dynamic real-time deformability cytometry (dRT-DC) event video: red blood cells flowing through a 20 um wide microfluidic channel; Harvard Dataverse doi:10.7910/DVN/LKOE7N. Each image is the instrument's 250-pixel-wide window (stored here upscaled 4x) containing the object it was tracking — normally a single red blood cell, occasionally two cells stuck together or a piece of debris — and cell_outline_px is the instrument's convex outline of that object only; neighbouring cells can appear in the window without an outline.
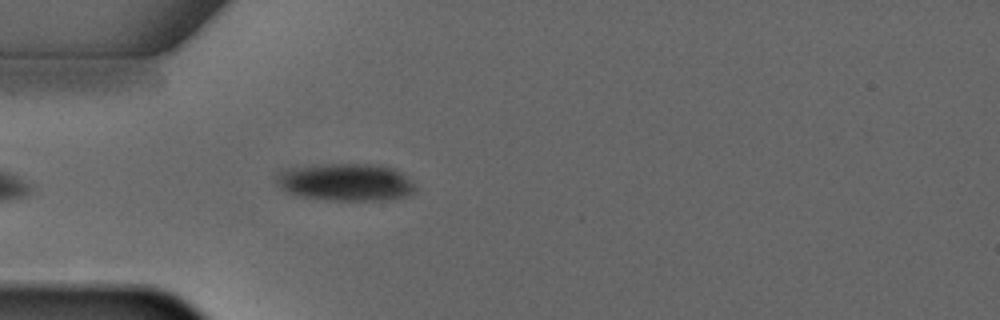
{"species": "common noctule bat (a hibernating species)", "species_latin": "Nyctalus noctula", "temperature_condition": "warm", "stored_images_in_passage": 4, "camera_frame_rate_fps": 3000, "um_per_image_px": 0.085, "animal": {"sex": "male", "forearm_length_mm": 52.5}, "frame": {"image": 1, "passage_image": 4, "time_ms": 3.667, "image_size_px": [1000, 320], "cell_outline_px": [[416, 192], [404, 196], [384, 200], [328, 200], [300, 196], [284, 192], [276, 184], [272, 176], [280, 168], [320, 164], [384, 164], [396, 168], [408, 176], [412, 180], [416, 188]], "centroid_in_image_um": [29.32, 15.46], "position_along_channel_um": 55.7, "area_um2": 31.39}}